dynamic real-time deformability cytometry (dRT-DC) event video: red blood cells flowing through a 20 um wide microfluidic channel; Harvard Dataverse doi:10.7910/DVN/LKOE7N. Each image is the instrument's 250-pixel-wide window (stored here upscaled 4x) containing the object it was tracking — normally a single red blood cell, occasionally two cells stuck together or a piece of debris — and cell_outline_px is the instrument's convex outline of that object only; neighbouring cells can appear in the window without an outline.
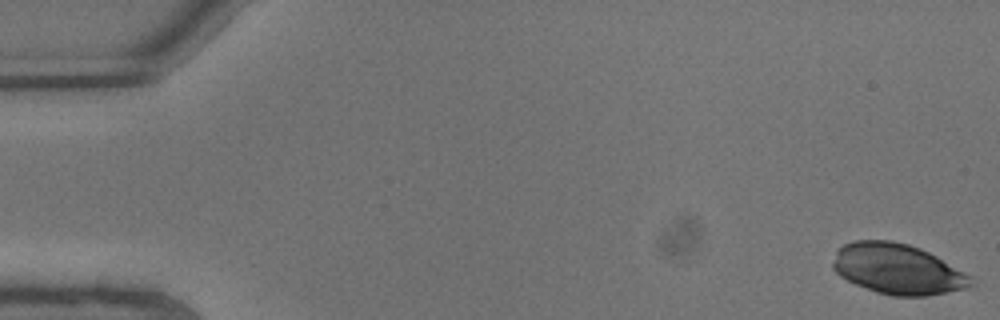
{"species": "common noctule bat (a hibernating species)", "species_latin": "Nyctalus noctula", "temperature_condition": "warm", "stored_images_in_passage": 8, "camera_frame_rate_fps": 3000, "um_per_image_px": 0.085, "animal": {"sex": "male", "body_mass_g": 13.3}, "frame": {"image": 1, "passage_image": 1, "time_ms": 0.0, "image_size_px": [1000, 320], "cell_outline_px": [[976, 284], [964, 288], [948, 292], [928, 296], [892, 296], [876, 292], [856, 284], [840, 276], [832, 268], [832, 264], [836, 252], [844, 244], [856, 240], [892, 240], [908, 244], [920, 248], [936, 256], [972, 276]], "centroid_in_image_um": [76.31, 22.87], "position_along_channel_um": 8.7, "area_um2": 40.58}}